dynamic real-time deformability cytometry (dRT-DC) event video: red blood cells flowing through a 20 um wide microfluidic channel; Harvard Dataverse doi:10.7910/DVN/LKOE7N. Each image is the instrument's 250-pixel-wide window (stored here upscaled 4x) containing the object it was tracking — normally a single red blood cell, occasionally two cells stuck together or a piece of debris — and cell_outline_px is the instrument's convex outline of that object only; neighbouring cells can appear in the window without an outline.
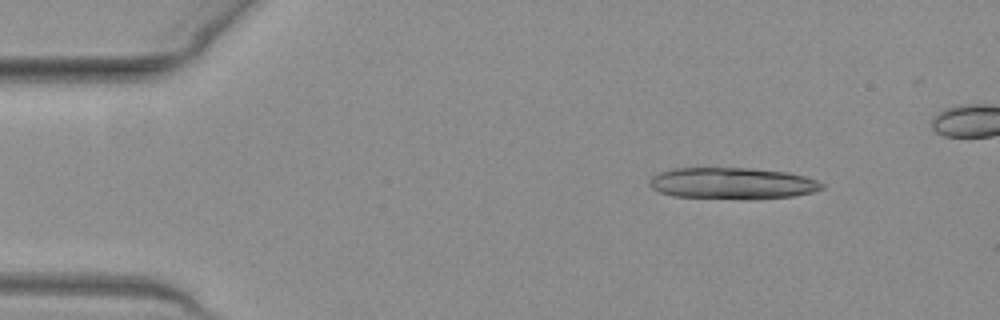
{"species": "common noctule bat (a hibernating species)", "species_latin": "Nyctalus noctula", "temperature_condition": "warm", "stored_images_in_passage": 42, "camera_frame_rate_fps": 3000, "um_per_image_px": 0.085, "animal": {"sex": "female", "body_mass_g": 19.3, "forearm_length_mm": 54.1}, "frame": {"image": 1, "passage_image": 1, "time_ms": 0.0, "image_size_px": [1000, 320], "cell_outline_px": [[824, 188], [812, 192], [792, 196], [672, 196], [660, 192], [652, 188], [648, 184], [648, 180], [652, 176], [660, 172], [672, 168], [752, 168], [788, 172], [804, 176], [816, 180], [824, 184]], "centroid_in_image_um": [62.2, 15.52], "position_along_channel_um": 22.8, "area_um2": 30.29}}